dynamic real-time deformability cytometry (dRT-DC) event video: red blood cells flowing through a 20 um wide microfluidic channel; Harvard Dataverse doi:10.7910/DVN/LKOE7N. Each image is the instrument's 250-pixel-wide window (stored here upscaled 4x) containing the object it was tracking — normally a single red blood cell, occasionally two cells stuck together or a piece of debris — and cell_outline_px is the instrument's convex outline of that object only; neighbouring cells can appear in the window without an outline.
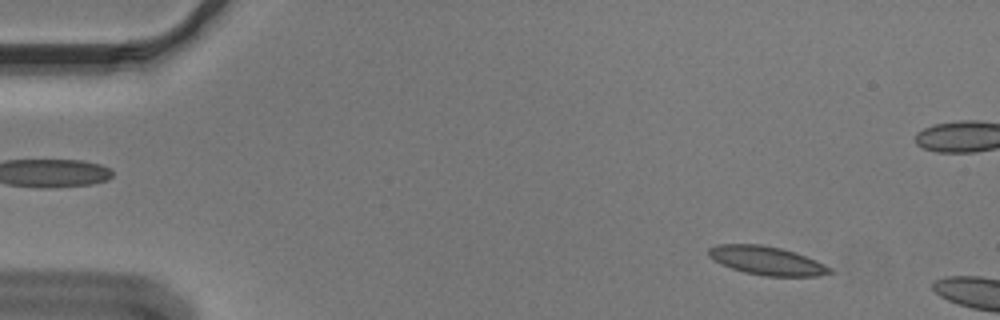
{"species": "Egyptian fruit bat (a non-hibernating species)", "species_latin": "Rousettus aegyptiacus", "temperature_condition": "cold", "stored_images_in_passage": 10, "camera_frame_rate_fps": 3000, "um_per_image_px": 0.085, "animal": {"sex": "male"}, "frame": {"image": 1, "passage_image": 6, "time_ms": 1.667, "image_size_px": [1000, 320], "cell_outline_px": [[836, 272], [820, 276], [764, 276], [744, 272], [720, 264], [708, 256], [708, 248], [716, 244], [760, 244], [780, 248], [796, 252], [816, 260], [832, 268]], "centroid_in_image_um": [65.2, 22.15], "position_along_channel_um": 19.8, "area_um2": 20.4}}